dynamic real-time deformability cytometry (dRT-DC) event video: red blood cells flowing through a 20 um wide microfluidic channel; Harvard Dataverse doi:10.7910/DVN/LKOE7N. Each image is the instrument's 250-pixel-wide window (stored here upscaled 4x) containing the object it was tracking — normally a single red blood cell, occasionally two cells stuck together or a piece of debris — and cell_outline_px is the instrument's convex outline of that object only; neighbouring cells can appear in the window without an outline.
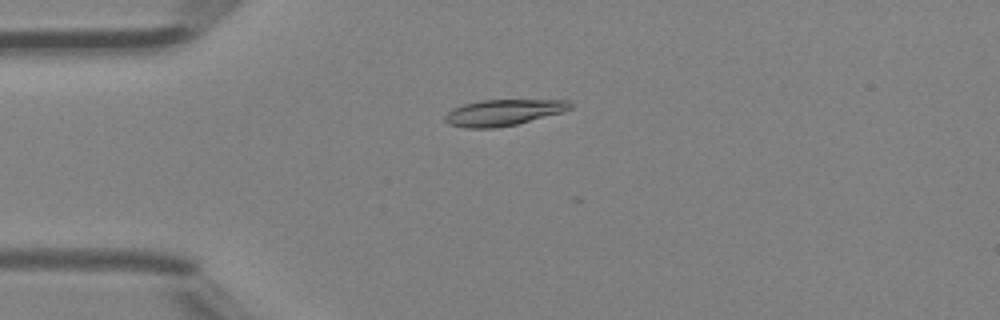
{"species": "Egyptian fruit bat (a non-hibernating species)", "species_latin": "Rousettus aegyptiacus", "temperature_condition": "room temperature", "stored_images_in_passage": 3, "camera_frame_rate_fps": 3000, "um_per_image_px": 0.085, "animal": {"sex": "female"}, "frame": {"image": 1, "passage_image": 2, "time_ms": 0.333, "image_size_px": [1000, 320], "cell_outline_px": [[572, 108], [564, 112], [516, 124], [496, 128], [464, 128], [448, 124], [444, 120], [444, 116], [452, 108], [464, 104], [480, 100], [568, 100], [572, 104]], "centroid_in_image_um": [42.77, 9.57], "position_along_channel_um": 42.2, "area_um2": 19.19}}
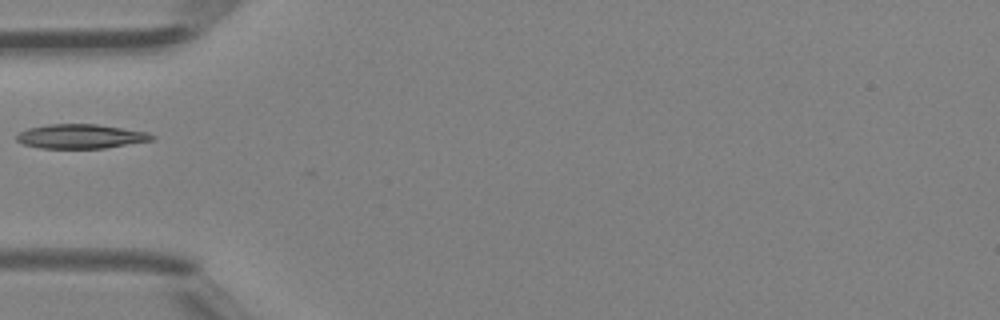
{"frame": {"image": 2, "passage_image": 3, "time_ms": 0.667, "image_size_px": [1000, 320], "cell_outline_px": [[156, 136], [152, 140], [104, 148], [40, 148], [24, 144], [16, 140], [16, 136], [20, 132], [28, 128], [48, 124], [96, 124], [148, 132]], "centroid_in_image_um": [6.85, 11.59], "position_along_channel_um": 78.1, "area_um2": 19.02}}